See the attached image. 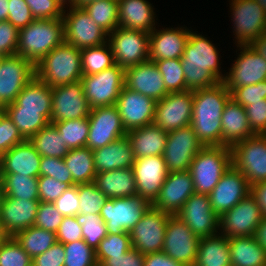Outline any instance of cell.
Segmentation results:
<instances>
[{
    "label": "cell",
    "mask_w": 266,
    "mask_h": 266,
    "mask_svg": "<svg viewBox=\"0 0 266 266\" xmlns=\"http://www.w3.org/2000/svg\"><path fill=\"white\" fill-rule=\"evenodd\" d=\"M190 30L185 50L181 57L184 70L186 91L216 86L223 82L226 74L221 72L218 48L204 35Z\"/></svg>",
    "instance_id": "1"
},
{
    "label": "cell",
    "mask_w": 266,
    "mask_h": 266,
    "mask_svg": "<svg viewBox=\"0 0 266 266\" xmlns=\"http://www.w3.org/2000/svg\"><path fill=\"white\" fill-rule=\"evenodd\" d=\"M230 98L223 82L193 91L191 126L203 146H222L221 117Z\"/></svg>",
    "instance_id": "2"
},
{
    "label": "cell",
    "mask_w": 266,
    "mask_h": 266,
    "mask_svg": "<svg viewBox=\"0 0 266 266\" xmlns=\"http://www.w3.org/2000/svg\"><path fill=\"white\" fill-rule=\"evenodd\" d=\"M64 42L65 33L62 18L35 19L19 30L16 54L36 66L44 56Z\"/></svg>",
    "instance_id": "3"
},
{
    "label": "cell",
    "mask_w": 266,
    "mask_h": 266,
    "mask_svg": "<svg viewBox=\"0 0 266 266\" xmlns=\"http://www.w3.org/2000/svg\"><path fill=\"white\" fill-rule=\"evenodd\" d=\"M35 76L51 88L81 80V50L66 42L58 45L37 63Z\"/></svg>",
    "instance_id": "4"
},
{
    "label": "cell",
    "mask_w": 266,
    "mask_h": 266,
    "mask_svg": "<svg viewBox=\"0 0 266 266\" xmlns=\"http://www.w3.org/2000/svg\"><path fill=\"white\" fill-rule=\"evenodd\" d=\"M231 165L230 147L204 146L194 157L189 168L195 193L209 195Z\"/></svg>",
    "instance_id": "5"
},
{
    "label": "cell",
    "mask_w": 266,
    "mask_h": 266,
    "mask_svg": "<svg viewBox=\"0 0 266 266\" xmlns=\"http://www.w3.org/2000/svg\"><path fill=\"white\" fill-rule=\"evenodd\" d=\"M81 82L91 109L116 105L125 86V69L115 64L99 73L83 75Z\"/></svg>",
    "instance_id": "6"
},
{
    "label": "cell",
    "mask_w": 266,
    "mask_h": 266,
    "mask_svg": "<svg viewBox=\"0 0 266 266\" xmlns=\"http://www.w3.org/2000/svg\"><path fill=\"white\" fill-rule=\"evenodd\" d=\"M65 8L62 20L66 43L82 50L101 46L107 42L108 34L95 23L83 7Z\"/></svg>",
    "instance_id": "7"
},
{
    "label": "cell",
    "mask_w": 266,
    "mask_h": 266,
    "mask_svg": "<svg viewBox=\"0 0 266 266\" xmlns=\"http://www.w3.org/2000/svg\"><path fill=\"white\" fill-rule=\"evenodd\" d=\"M232 165L247 179L250 187L266 181V135H255L231 147Z\"/></svg>",
    "instance_id": "8"
},
{
    "label": "cell",
    "mask_w": 266,
    "mask_h": 266,
    "mask_svg": "<svg viewBox=\"0 0 266 266\" xmlns=\"http://www.w3.org/2000/svg\"><path fill=\"white\" fill-rule=\"evenodd\" d=\"M151 204L136 195L125 198H108L100 210L108 234L131 231Z\"/></svg>",
    "instance_id": "9"
},
{
    "label": "cell",
    "mask_w": 266,
    "mask_h": 266,
    "mask_svg": "<svg viewBox=\"0 0 266 266\" xmlns=\"http://www.w3.org/2000/svg\"><path fill=\"white\" fill-rule=\"evenodd\" d=\"M150 33L117 27L108 34L115 64L126 69L149 60Z\"/></svg>",
    "instance_id": "10"
},
{
    "label": "cell",
    "mask_w": 266,
    "mask_h": 266,
    "mask_svg": "<svg viewBox=\"0 0 266 266\" xmlns=\"http://www.w3.org/2000/svg\"><path fill=\"white\" fill-rule=\"evenodd\" d=\"M237 45H251L266 32V12L255 0H230Z\"/></svg>",
    "instance_id": "11"
},
{
    "label": "cell",
    "mask_w": 266,
    "mask_h": 266,
    "mask_svg": "<svg viewBox=\"0 0 266 266\" xmlns=\"http://www.w3.org/2000/svg\"><path fill=\"white\" fill-rule=\"evenodd\" d=\"M264 215L250 193L219 217V232L227 238L255 236Z\"/></svg>",
    "instance_id": "12"
},
{
    "label": "cell",
    "mask_w": 266,
    "mask_h": 266,
    "mask_svg": "<svg viewBox=\"0 0 266 266\" xmlns=\"http://www.w3.org/2000/svg\"><path fill=\"white\" fill-rule=\"evenodd\" d=\"M170 215L151 205L129 231L132 248L144 255L162 252L166 225Z\"/></svg>",
    "instance_id": "13"
},
{
    "label": "cell",
    "mask_w": 266,
    "mask_h": 266,
    "mask_svg": "<svg viewBox=\"0 0 266 266\" xmlns=\"http://www.w3.org/2000/svg\"><path fill=\"white\" fill-rule=\"evenodd\" d=\"M203 147L191 125L167 132L162 155L167 171H189L194 157Z\"/></svg>",
    "instance_id": "14"
},
{
    "label": "cell",
    "mask_w": 266,
    "mask_h": 266,
    "mask_svg": "<svg viewBox=\"0 0 266 266\" xmlns=\"http://www.w3.org/2000/svg\"><path fill=\"white\" fill-rule=\"evenodd\" d=\"M35 77V66L19 55L5 56L0 63V110L12 104Z\"/></svg>",
    "instance_id": "15"
},
{
    "label": "cell",
    "mask_w": 266,
    "mask_h": 266,
    "mask_svg": "<svg viewBox=\"0 0 266 266\" xmlns=\"http://www.w3.org/2000/svg\"><path fill=\"white\" fill-rule=\"evenodd\" d=\"M200 239L179 216L170 215L162 252L184 266H194Z\"/></svg>",
    "instance_id": "16"
},
{
    "label": "cell",
    "mask_w": 266,
    "mask_h": 266,
    "mask_svg": "<svg viewBox=\"0 0 266 266\" xmlns=\"http://www.w3.org/2000/svg\"><path fill=\"white\" fill-rule=\"evenodd\" d=\"M193 91L168 93L156 102L153 124L166 132L191 125Z\"/></svg>",
    "instance_id": "17"
},
{
    "label": "cell",
    "mask_w": 266,
    "mask_h": 266,
    "mask_svg": "<svg viewBox=\"0 0 266 266\" xmlns=\"http://www.w3.org/2000/svg\"><path fill=\"white\" fill-rule=\"evenodd\" d=\"M88 119L86 147L90 150L102 148L127 134L116 105L92 108Z\"/></svg>",
    "instance_id": "18"
},
{
    "label": "cell",
    "mask_w": 266,
    "mask_h": 266,
    "mask_svg": "<svg viewBox=\"0 0 266 266\" xmlns=\"http://www.w3.org/2000/svg\"><path fill=\"white\" fill-rule=\"evenodd\" d=\"M90 111L81 80L52 88L51 124L88 117Z\"/></svg>",
    "instance_id": "19"
},
{
    "label": "cell",
    "mask_w": 266,
    "mask_h": 266,
    "mask_svg": "<svg viewBox=\"0 0 266 266\" xmlns=\"http://www.w3.org/2000/svg\"><path fill=\"white\" fill-rule=\"evenodd\" d=\"M176 215L200 238L219 233V216L212 209L209 195L193 193Z\"/></svg>",
    "instance_id": "20"
},
{
    "label": "cell",
    "mask_w": 266,
    "mask_h": 266,
    "mask_svg": "<svg viewBox=\"0 0 266 266\" xmlns=\"http://www.w3.org/2000/svg\"><path fill=\"white\" fill-rule=\"evenodd\" d=\"M240 54L223 81L227 88L254 85L266 80V60L251 45H236Z\"/></svg>",
    "instance_id": "21"
},
{
    "label": "cell",
    "mask_w": 266,
    "mask_h": 266,
    "mask_svg": "<svg viewBox=\"0 0 266 266\" xmlns=\"http://www.w3.org/2000/svg\"><path fill=\"white\" fill-rule=\"evenodd\" d=\"M116 106L126 132L153 124L156 101L150 97L124 86Z\"/></svg>",
    "instance_id": "22"
},
{
    "label": "cell",
    "mask_w": 266,
    "mask_h": 266,
    "mask_svg": "<svg viewBox=\"0 0 266 266\" xmlns=\"http://www.w3.org/2000/svg\"><path fill=\"white\" fill-rule=\"evenodd\" d=\"M132 169L136 181L137 195L152 205L168 175L163 156L138 158L132 165Z\"/></svg>",
    "instance_id": "23"
},
{
    "label": "cell",
    "mask_w": 266,
    "mask_h": 266,
    "mask_svg": "<svg viewBox=\"0 0 266 266\" xmlns=\"http://www.w3.org/2000/svg\"><path fill=\"white\" fill-rule=\"evenodd\" d=\"M250 193L251 187L245 176L231 165L209 194V198L213 211L220 217Z\"/></svg>",
    "instance_id": "24"
},
{
    "label": "cell",
    "mask_w": 266,
    "mask_h": 266,
    "mask_svg": "<svg viewBox=\"0 0 266 266\" xmlns=\"http://www.w3.org/2000/svg\"><path fill=\"white\" fill-rule=\"evenodd\" d=\"M193 193H195L194 183L189 171L168 172L152 206L163 212L176 215Z\"/></svg>",
    "instance_id": "25"
},
{
    "label": "cell",
    "mask_w": 266,
    "mask_h": 266,
    "mask_svg": "<svg viewBox=\"0 0 266 266\" xmlns=\"http://www.w3.org/2000/svg\"><path fill=\"white\" fill-rule=\"evenodd\" d=\"M39 200H25L3 195L0 201V227L6 237L34 226Z\"/></svg>",
    "instance_id": "26"
},
{
    "label": "cell",
    "mask_w": 266,
    "mask_h": 266,
    "mask_svg": "<svg viewBox=\"0 0 266 266\" xmlns=\"http://www.w3.org/2000/svg\"><path fill=\"white\" fill-rule=\"evenodd\" d=\"M125 86L156 102L169 93L158 67L150 60L125 69Z\"/></svg>",
    "instance_id": "27"
},
{
    "label": "cell",
    "mask_w": 266,
    "mask_h": 266,
    "mask_svg": "<svg viewBox=\"0 0 266 266\" xmlns=\"http://www.w3.org/2000/svg\"><path fill=\"white\" fill-rule=\"evenodd\" d=\"M189 35L187 27L154 28L150 32L149 60L181 59Z\"/></svg>",
    "instance_id": "28"
},
{
    "label": "cell",
    "mask_w": 266,
    "mask_h": 266,
    "mask_svg": "<svg viewBox=\"0 0 266 266\" xmlns=\"http://www.w3.org/2000/svg\"><path fill=\"white\" fill-rule=\"evenodd\" d=\"M3 110L39 112L51 123L52 88L35 76Z\"/></svg>",
    "instance_id": "29"
},
{
    "label": "cell",
    "mask_w": 266,
    "mask_h": 266,
    "mask_svg": "<svg viewBox=\"0 0 266 266\" xmlns=\"http://www.w3.org/2000/svg\"><path fill=\"white\" fill-rule=\"evenodd\" d=\"M41 155L29 140L15 145L0 156V174L39 177Z\"/></svg>",
    "instance_id": "30"
},
{
    "label": "cell",
    "mask_w": 266,
    "mask_h": 266,
    "mask_svg": "<svg viewBox=\"0 0 266 266\" xmlns=\"http://www.w3.org/2000/svg\"><path fill=\"white\" fill-rule=\"evenodd\" d=\"M93 159L96 173L132 168L136 160L127 135L93 150Z\"/></svg>",
    "instance_id": "31"
},
{
    "label": "cell",
    "mask_w": 266,
    "mask_h": 266,
    "mask_svg": "<svg viewBox=\"0 0 266 266\" xmlns=\"http://www.w3.org/2000/svg\"><path fill=\"white\" fill-rule=\"evenodd\" d=\"M153 7L147 0H118L119 27L150 33L157 24Z\"/></svg>",
    "instance_id": "32"
},
{
    "label": "cell",
    "mask_w": 266,
    "mask_h": 266,
    "mask_svg": "<svg viewBox=\"0 0 266 266\" xmlns=\"http://www.w3.org/2000/svg\"><path fill=\"white\" fill-rule=\"evenodd\" d=\"M222 146L232 147L241 140L255 136L252 132L245 108L232 98L226 103L221 117Z\"/></svg>",
    "instance_id": "33"
},
{
    "label": "cell",
    "mask_w": 266,
    "mask_h": 266,
    "mask_svg": "<svg viewBox=\"0 0 266 266\" xmlns=\"http://www.w3.org/2000/svg\"><path fill=\"white\" fill-rule=\"evenodd\" d=\"M136 159L146 156L163 155L167 132L159 126L150 124L127 132Z\"/></svg>",
    "instance_id": "34"
},
{
    "label": "cell",
    "mask_w": 266,
    "mask_h": 266,
    "mask_svg": "<svg viewBox=\"0 0 266 266\" xmlns=\"http://www.w3.org/2000/svg\"><path fill=\"white\" fill-rule=\"evenodd\" d=\"M94 183L107 198H125L137 195L132 168L97 173Z\"/></svg>",
    "instance_id": "35"
},
{
    "label": "cell",
    "mask_w": 266,
    "mask_h": 266,
    "mask_svg": "<svg viewBox=\"0 0 266 266\" xmlns=\"http://www.w3.org/2000/svg\"><path fill=\"white\" fill-rule=\"evenodd\" d=\"M231 266H266V249L255 236L229 238Z\"/></svg>",
    "instance_id": "36"
},
{
    "label": "cell",
    "mask_w": 266,
    "mask_h": 266,
    "mask_svg": "<svg viewBox=\"0 0 266 266\" xmlns=\"http://www.w3.org/2000/svg\"><path fill=\"white\" fill-rule=\"evenodd\" d=\"M194 266H231L229 238L220 232L201 238Z\"/></svg>",
    "instance_id": "37"
},
{
    "label": "cell",
    "mask_w": 266,
    "mask_h": 266,
    "mask_svg": "<svg viewBox=\"0 0 266 266\" xmlns=\"http://www.w3.org/2000/svg\"><path fill=\"white\" fill-rule=\"evenodd\" d=\"M63 160L71 172L75 185L94 182L97 173L94 167L93 150L88 147L71 149Z\"/></svg>",
    "instance_id": "38"
},
{
    "label": "cell",
    "mask_w": 266,
    "mask_h": 266,
    "mask_svg": "<svg viewBox=\"0 0 266 266\" xmlns=\"http://www.w3.org/2000/svg\"><path fill=\"white\" fill-rule=\"evenodd\" d=\"M29 141L41 157L64 158L69 151L59 131L51 123L40 129Z\"/></svg>",
    "instance_id": "39"
},
{
    "label": "cell",
    "mask_w": 266,
    "mask_h": 266,
    "mask_svg": "<svg viewBox=\"0 0 266 266\" xmlns=\"http://www.w3.org/2000/svg\"><path fill=\"white\" fill-rule=\"evenodd\" d=\"M13 238L32 259L44 253L57 241L55 233L36 226L16 233Z\"/></svg>",
    "instance_id": "40"
},
{
    "label": "cell",
    "mask_w": 266,
    "mask_h": 266,
    "mask_svg": "<svg viewBox=\"0 0 266 266\" xmlns=\"http://www.w3.org/2000/svg\"><path fill=\"white\" fill-rule=\"evenodd\" d=\"M3 195L25 200H39L38 178L25 175L0 174Z\"/></svg>",
    "instance_id": "41"
},
{
    "label": "cell",
    "mask_w": 266,
    "mask_h": 266,
    "mask_svg": "<svg viewBox=\"0 0 266 266\" xmlns=\"http://www.w3.org/2000/svg\"><path fill=\"white\" fill-rule=\"evenodd\" d=\"M82 7L107 34L119 27L118 0H95Z\"/></svg>",
    "instance_id": "42"
},
{
    "label": "cell",
    "mask_w": 266,
    "mask_h": 266,
    "mask_svg": "<svg viewBox=\"0 0 266 266\" xmlns=\"http://www.w3.org/2000/svg\"><path fill=\"white\" fill-rule=\"evenodd\" d=\"M115 65L111 46L108 42L101 46L81 50L83 75H93Z\"/></svg>",
    "instance_id": "43"
},
{
    "label": "cell",
    "mask_w": 266,
    "mask_h": 266,
    "mask_svg": "<svg viewBox=\"0 0 266 266\" xmlns=\"http://www.w3.org/2000/svg\"><path fill=\"white\" fill-rule=\"evenodd\" d=\"M60 133L63 143L69 150L80 147H86L89 134L88 117L78 118L74 120H63L52 123Z\"/></svg>",
    "instance_id": "44"
},
{
    "label": "cell",
    "mask_w": 266,
    "mask_h": 266,
    "mask_svg": "<svg viewBox=\"0 0 266 266\" xmlns=\"http://www.w3.org/2000/svg\"><path fill=\"white\" fill-rule=\"evenodd\" d=\"M160 71L169 93L186 91V81L181 59L153 61Z\"/></svg>",
    "instance_id": "45"
},
{
    "label": "cell",
    "mask_w": 266,
    "mask_h": 266,
    "mask_svg": "<svg viewBox=\"0 0 266 266\" xmlns=\"http://www.w3.org/2000/svg\"><path fill=\"white\" fill-rule=\"evenodd\" d=\"M25 140H29L50 121L39 112L5 111Z\"/></svg>",
    "instance_id": "46"
},
{
    "label": "cell",
    "mask_w": 266,
    "mask_h": 266,
    "mask_svg": "<svg viewBox=\"0 0 266 266\" xmlns=\"http://www.w3.org/2000/svg\"><path fill=\"white\" fill-rule=\"evenodd\" d=\"M132 248L130 234H107L95 249V257L98 266L110 256L123 255Z\"/></svg>",
    "instance_id": "47"
},
{
    "label": "cell",
    "mask_w": 266,
    "mask_h": 266,
    "mask_svg": "<svg viewBox=\"0 0 266 266\" xmlns=\"http://www.w3.org/2000/svg\"><path fill=\"white\" fill-rule=\"evenodd\" d=\"M77 189L80 200L78 214L99 215L108 198L97 188L94 182L78 184Z\"/></svg>",
    "instance_id": "48"
},
{
    "label": "cell",
    "mask_w": 266,
    "mask_h": 266,
    "mask_svg": "<svg viewBox=\"0 0 266 266\" xmlns=\"http://www.w3.org/2000/svg\"><path fill=\"white\" fill-rule=\"evenodd\" d=\"M64 245V266H98L95 250L83 239L69 242Z\"/></svg>",
    "instance_id": "49"
},
{
    "label": "cell",
    "mask_w": 266,
    "mask_h": 266,
    "mask_svg": "<svg viewBox=\"0 0 266 266\" xmlns=\"http://www.w3.org/2000/svg\"><path fill=\"white\" fill-rule=\"evenodd\" d=\"M75 217L82 226L83 240L95 250L100 241L108 234L106 224L100 218V215L77 214Z\"/></svg>",
    "instance_id": "50"
},
{
    "label": "cell",
    "mask_w": 266,
    "mask_h": 266,
    "mask_svg": "<svg viewBox=\"0 0 266 266\" xmlns=\"http://www.w3.org/2000/svg\"><path fill=\"white\" fill-rule=\"evenodd\" d=\"M0 266H32V258L13 237L0 243Z\"/></svg>",
    "instance_id": "51"
},
{
    "label": "cell",
    "mask_w": 266,
    "mask_h": 266,
    "mask_svg": "<svg viewBox=\"0 0 266 266\" xmlns=\"http://www.w3.org/2000/svg\"><path fill=\"white\" fill-rule=\"evenodd\" d=\"M227 89L230 91L231 98L244 108L248 105H252L253 102L266 99V80L260 81L254 85Z\"/></svg>",
    "instance_id": "52"
},
{
    "label": "cell",
    "mask_w": 266,
    "mask_h": 266,
    "mask_svg": "<svg viewBox=\"0 0 266 266\" xmlns=\"http://www.w3.org/2000/svg\"><path fill=\"white\" fill-rule=\"evenodd\" d=\"M24 141L25 139L11 118L4 110H0V156Z\"/></svg>",
    "instance_id": "53"
},
{
    "label": "cell",
    "mask_w": 266,
    "mask_h": 266,
    "mask_svg": "<svg viewBox=\"0 0 266 266\" xmlns=\"http://www.w3.org/2000/svg\"><path fill=\"white\" fill-rule=\"evenodd\" d=\"M63 218L53 203L40 202L34 226L56 233Z\"/></svg>",
    "instance_id": "54"
},
{
    "label": "cell",
    "mask_w": 266,
    "mask_h": 266,
    "mask_svg": "<svg viewBox=\"0 0 266 266\" xmlns=\"http://www.w3.org/2000/svg\"><path fill=\"white\" fill-rule=\"evenodd\" d=\"M39 176H50L61 183H74L71 172L67 169L63 158L42 156Z\"/></svg>",
    "instance_id": "55"
},
{
    "label": "cell",
    "mask_w": 266,
    "mask_h": 266,
    "mask_svg": "<svg viewBox=\"0 0 266 266\" xmlns=\"http://www.w3.org/2000/svg\"><path fill=\"white\" fill-rule=\"evenodd\" d=\"M34 19L62 18L64 7L58 0H25Z\"/></svg>",
    "instance_id": "56"
},
{
    "label": "cell",
    "mask_w": 266,
    "mask_h": 266,
    "mask_svg": "<svg viewBox=\"0 0 266 266\" xmlns=\"http://www.w3.org/2000/svg\"><path fill=\"white\" fill-rule=\"evenodd\" d=\"M74 183H61L50 176L38 177V194L40 202L53 203L65 190L74 186Z\"/></svg>",
    "instance_id": "57"
},
{
    "label": "cell",
    "mask_w": 266,
    "mask_h": 266,
    "mask_svg": "<svg viewBox=\"0 0 266 266\" xmlns=\"http://www.w3.org/2000/svg\"><path fill=\"white\" fill-rule=\"evenodd\" d=\"M247 119L255 135H266V99L245 107Z\"/></svg>",
    "instance_id": "58"
},
{
    "label": "cell",
    "mask_w": 266,
    "mask_h": 266,
    "mask_svg": "<svg viewBox=\"0 0 266 266\" xmlns=\"http://www.w3.org/2000/svg\"><path fill=\"white\" fill-rule=\"evenodd\" d=\"M19 40V29L13 24L0 21V53L4 56L16 55Z\"/></svg>",
    "instance_id": "59"
},
{
    "label": "cell",
    "mask_w": 266,
    "mask_h": 266,
    "mask_svg": "<svg viewBox=\"0 0 266 266\" xmlns=\"http://www.w3.org/2000/svg\"><path fill=\"white\" fill-rule=\"evenodd\" d=\"M34 20L25 0H9L8 22L20 30Z\"/></svg>",
    "instance_id": "60"
},
{
    "label": "cell",
    "mask_w": 266,
    "mask_h": 266,
    "mask_svg": "<svg viewBox=\"0 0 266 266\" xmlns=\"http://www.w3.org/2000/svg\"><path fill=\"white\" fill-rule=\"evenodd\" d=\"M55 234L57 242L62 244L83 239L82 226L75 216H64Z\"/></svg>",
    "instance_id": "61"
},
{
    "label": "cell",
    "mask_w": 266,
    "mask_h": 266,
    "mask_svg": "<svg viewBox=\"0 0 266 266\" xmlns=\"http://www.w3.org/2000/svg\"><path fill=\"white\" fill-rule=\"evenodd\" d=\"M79 202L77 185H74L65 190L53 204L61 215L76 216L79 211Z\"/></svg>",
    "instance_id": "62"
},
{
    "label": "cell",
    "mask_w": 266,
    "mask_h": 266,
    "mask_svg": "<svg viewBox=\"0 0 266 266\" xmlns=\"http://www.w3.org/2000/svg\"><path fill=\"white\" fill-rule=\"evenodd\" d=\"M64 259V245L56 241L48 250L32 259V266H64Z\"/></svg>",
    "instance_id": "63"
},
{
    "label": "cell",
    "mask_w": 266,
    "mask_h": 266,
    "mask_svg": "<svg viewBox=\"0 0 266 266\" xmlns=\"http://www.w3.org/2000/svg\"><path fill=\"white\" fill-rule=\"evenodd\" d=\"M145 255L131 248L123 255L110 256L99 266H144Z\"/></svg>",
    "instance_id": "64"
},
{
    "label": "cell",
    "mask_w": 266,
    "mask_h": 266,
    "mask_svg": "<svg viewBox=\"0 0 266 266\" xmlns=\"http://www.w3.org/2000/svg\"><path fill=\"white\" fill-rule=\"evenodd\" d=\"M144 266H184L164 252H155L145 255Z\"/></svg>",
    "instance_id": "65"
},
{
    "label": "cell",
    "mask_w": 266,
    "mask_h": 266,
    "mask_svg": "<svg viewBox=\"0 0 266 266\" xmlns=\"http://www.w3.org/2000/svg\"><path fill=\"white\" fill-rule=\"evenodd\" d=\"M251 194L255 197L263 215L266 216V181L251 186Z\"/></svg>",
    "instance_id": "66"
},
{
    "label": "cell",
    "mask_w": 266,
    "mask_h": 266,
    "mask_svg": "<svg viewBox=\"0 0 266 266\" xmlns=\"http://www.w3.org/2000/svg\"><path fill=\"white\" fill-rule=\"evenodd\" d=\"M251 46L266 60V32L257 38Z\"/></svg>",
    "instance_id": "67"
},
{
    "label": "cell",
    "mask_w": 266,
    "mask_h": 266,
    "mask_svg": "<svg viewBox=\"0 0 266 266\" xmlns=\"http://www.w3.org/2000/svg\"><path fill=\"white\" fill-rule=\"evenodd\" d=\"M255 238L266 249V216L257 227Z\"/></svg>",
    "instance_id": "68"
},
{
    "label": "cell",
    "mask_w": 266,
    "mask_h": 266,
    "mask_svg": "<svg viewBox=\"0 0 266 266\" xmlns=\"http://www.w3.org/2000/svg\"><path fill=\"white\" fill-rule=\"evenodd\" d=\"M9 0H0V21L8 19Z\"/></svg>",
    "instance_id": "69"
},
{
    "label": "cell",
    "mask_w": 266,
    "mask_h": 266,
    "mask_svg": "<svg viewBox=\"0 0 266 266\" xmlns=\"http://www.w3.org/2000/svg\"><path fill=\"white\" fill-rule=\"evenodd\" d=\"M58 1L63 5L64 8L68 6H76V0H58Z\"/></svg>",
    "instance_id": "70"
},
{
    "label": "cell",
    "mask_w": 266,
    "mask_h": 266,
    "mask_svg": "<svg viewBox=\"0 0 266 266\" xmlns=\"http://www.w3.org/2000/svg\"><path fill=\"white\" fill-rule=\"evenodd\" d=\"M95 0H76V6L82 7L83 5Z\"/></svg>",
    "instance_id": "71"
},
{
    "label": "cell",
    "mask_w": 266,
    "mask_h": 266,
    "mask_svg": "<svg viewBox=\"0 0 266 266\" xmlns=\"http://www.w3.org/2000/svg\"><path fill=\"white\" fill-rule=\"evenodd\" d=\"M6 238V236L3 234V231L0 227V243Z\"/></svg>",
    "instance_id": "72"
},
{
    "label": "cell",
    "mask_w": 266,
    "mask_h": 266,
    "mask_svg": "<svg viewBox=\"0 0 266 266\" xmlns=\"http://www.w3.org/2000/svg\"><path fill=\"white\" fill-rule=\"evenodd\" d=\"M2 196H3V191H2V183L0 179V201H1Z\"/></svg>",
    "instance_id": "73"
},
{
    "label": "cell",
    "mask_w": 266,
    "mask_h": 266,
    "mask_svg": "<svg viewBox=\"0 0 266 266\" xmlns=\"http://www.w3.org/2000/svg\"><path fill=\"white\" fill-rule=\"evenodd\" d=\"M5 56L0 53V63Z\"/></svg>",
    "instance_id": "74"
}]
</instances>
